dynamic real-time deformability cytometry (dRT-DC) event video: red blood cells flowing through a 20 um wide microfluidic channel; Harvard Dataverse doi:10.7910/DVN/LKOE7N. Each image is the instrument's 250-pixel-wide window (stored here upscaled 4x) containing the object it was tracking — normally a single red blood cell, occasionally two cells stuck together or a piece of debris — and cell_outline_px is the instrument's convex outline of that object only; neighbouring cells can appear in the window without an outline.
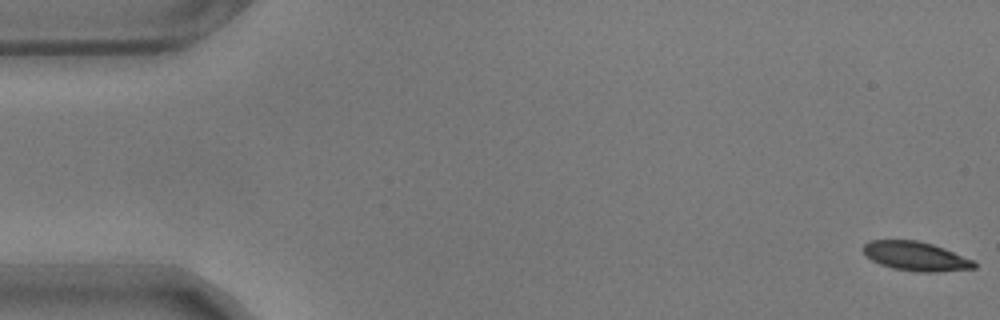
{"species": "common noctule bat (a hibernating species)", "species_latin": "Nyctalus noctula", "temperature_condition": "warm", "stored_images_in_passage": 57, "camera_frame_rate_fps": 3000, "um_per_image_px": 0.085, "animal": {"sex": "male", "body_mass_g": 17.9}, "frame": {"image": 1, "passage_image": 1, "time_ms": 0.0, "image_size_px": [1000, 320], "cell_outline_px": [[976, 268], [936, 272], [920, 272], [892, 268], [880, 264], [872, 260], [864, 252], [864, 244], [868, 240], [916, 240], [932, 244], [944, 248], [976, 260]], "centroid_in_image_um": [77.88, 21.78], "position_along_channel_um": 7.1, "area_um2": 18.84}}
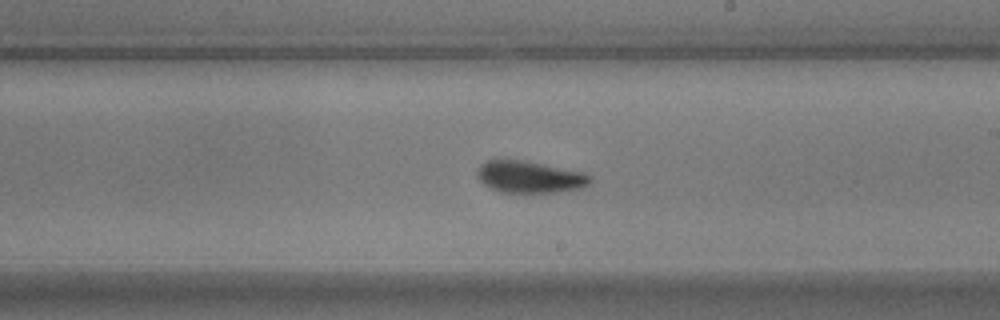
{"frame": {"image": 2, "passage_image": 33, "time_ms": 10.667, "image_size_px": [1000, 320], "cell_outline_px": [[592, 180], [588, 184], [580, 188], [556, 192], [504, 192], [492, 188], [484, 184], [476, 176], [476, 172], [488, 160], [520, 160], [580, 172], [592, 176]], "centroid_in_image_um": [45.02, 15.05], "position_along_channel_um": 244.0, "area_um2": 20.29}}
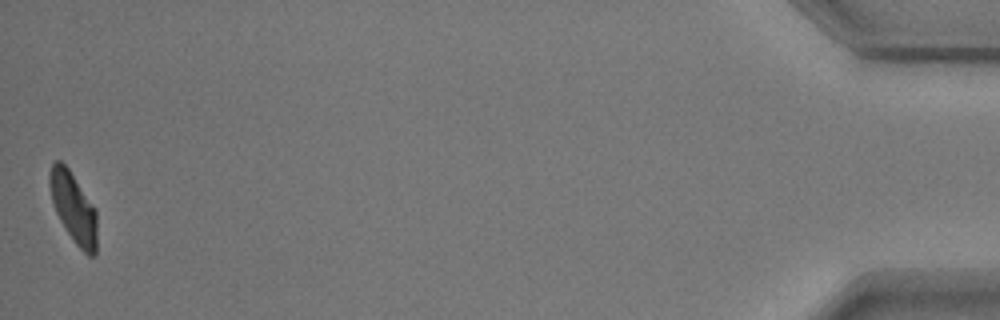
{"frame": {"image": 3, "passage_image": 57, "time_ms": 18.667, "image_size_px": [1000, 320], "cell_outline_px": [[96, 256], [88, 256], [76, 244], [60, 220], [56, 212], [52, 200], [48, 184], [48, 172], [52, 164], [56, 160], [60, 160], [68, 168], [96, 208]], "centroid_in_image_um": [6.23, 17.63], "position_along_channel_um": 429.0, "area_um2": 19.36}, "authors_computed_cell_mechanics": {"area_um2": 20.3456, "velocity_mm_per_s": 3.5138, "shape_relaxation_time_tau1_ms": 4.0481, "shape_relaxation_time_tau2_ms": 2.2851, "deformation_change_tau1": 0.1292, "deformation_change_tau2": 0.0716}}